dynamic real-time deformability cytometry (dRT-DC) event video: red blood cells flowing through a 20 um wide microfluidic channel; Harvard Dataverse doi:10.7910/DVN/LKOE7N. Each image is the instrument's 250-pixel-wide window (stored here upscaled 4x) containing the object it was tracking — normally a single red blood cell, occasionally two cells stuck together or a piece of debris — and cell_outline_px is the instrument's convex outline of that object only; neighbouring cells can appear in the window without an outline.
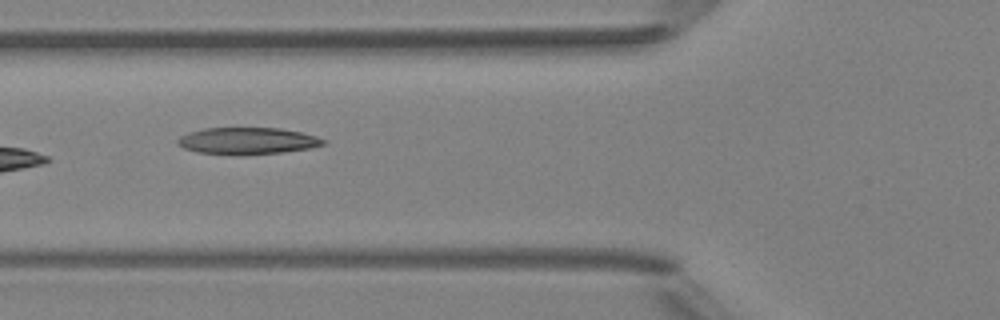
{"species": "Egyptian fruit bat (a non-hibernating species)", "species_latin": "Rousettus aegyptiacus", "temperature_condition": "room temperature", "stored_images_in_passage": 7, "camera_frame_rate_fps": 3000, "um_per_image_px": 0.085, "animal": {"sex": "female"}, "frame": {"image": 1, "passage_image": 4, "time_ms": 4.333, "image_size_px": [1000, 320], "cell_outline_px": [[328, 140], [324, 144], [312, 148], [284, 152], [196, 152], [184, 148], [176, 144], [176, 140], [180, 136], [188, 132], [204, 128], [280, 128], [304, 132]], "centroid_in_image_um": [21.08, 11.92], "position_along_channel_um": 104.7, "area_um2": 22.02}}
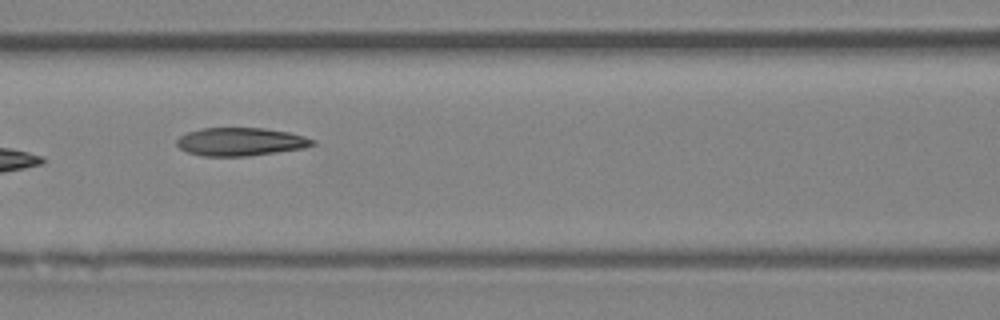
{"frame": {"image": 2, "passage_image": 5, "time_ms": 5.333, "image_size_px": [1000, 320], "cell_outline_px": [[316, 144], [304, 148], [248, 156], [204, 156], [188, 152], [180, 148], [176, 144], [176, 140], [180, 136], [188, 132], [200, 128], [264, 128], [288, 132], [304, 136], [316, 140]], "centroid_in_image_um": [20.46, 12.04], "position_along_channel_um": 146.1, "area_um2": 22.25}}
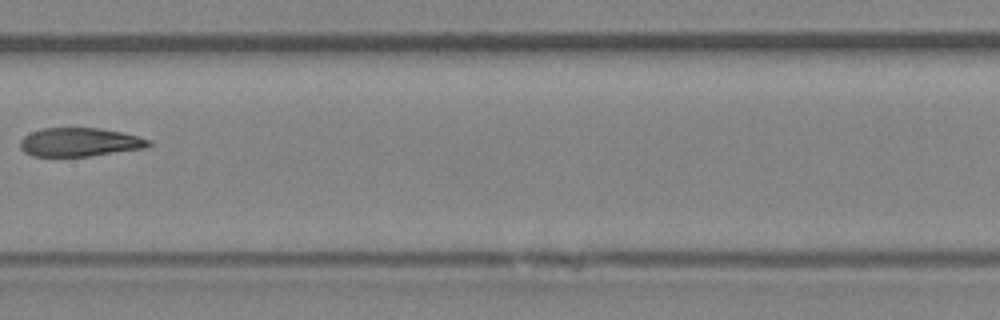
{"frame": {"image": 3, "passage_image": 6, "time_ms": 6.667, "image_size_px": [1000, 320], "cell_outline_px": [[152, 144], [148, 148], [92, 156], [32, 156], [24, 152], [20, 148], [20, 140], [24, 136], [32, 132], [44, 128], [100, 128], [124, 132], [152, 140]], "centroid_in_image_um": [6.83, 12.09], "position_along_channel_um": 200.6, "area_um2": 21.73}}